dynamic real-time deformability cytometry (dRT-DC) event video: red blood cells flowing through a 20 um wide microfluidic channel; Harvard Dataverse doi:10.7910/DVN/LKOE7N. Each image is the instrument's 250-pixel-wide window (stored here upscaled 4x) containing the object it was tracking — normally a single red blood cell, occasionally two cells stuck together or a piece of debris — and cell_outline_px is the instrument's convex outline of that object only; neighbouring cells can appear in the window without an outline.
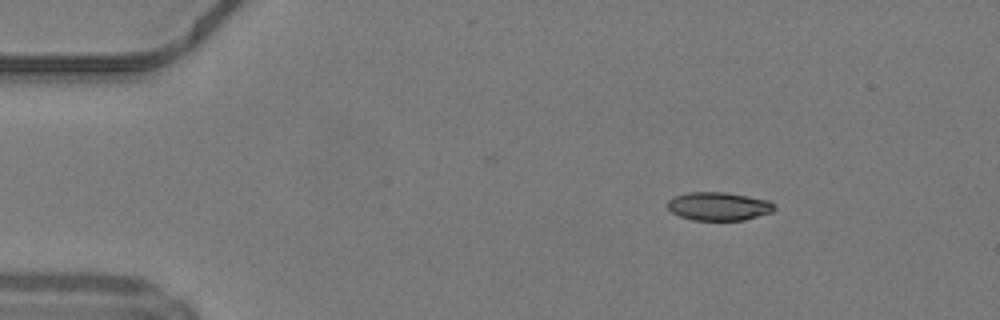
{"species": "common noctule bat (a hibernating species)", "species_latin": "Nyctalus noctula", "temperature_condition": "warm", "stored_images_in_passage": 42, "camera_frame_rate_fps": 3000, "um_per_image_px": 0.085, "animal": {"sex": "male", "body_mass_g": 19.2, "forearm_length_mm": 51.8}, "frame": {"image": 1, "passage_image": 1, "time_ms": 0.0, "image_size_px": [1000, 320], "cell_outline_px": [[776, 208], [772, 212], [744, 220], [692, 220], [680, 216], [672, 212], [668, 208], [668, 200], [676, 196], [688, 192], [724, 192], [748, 196], [768, 200]], "centroid_in_image_um": [61.08, 17.53], "position_along_channel_um": 23.9, "area_um2": 17.51}}
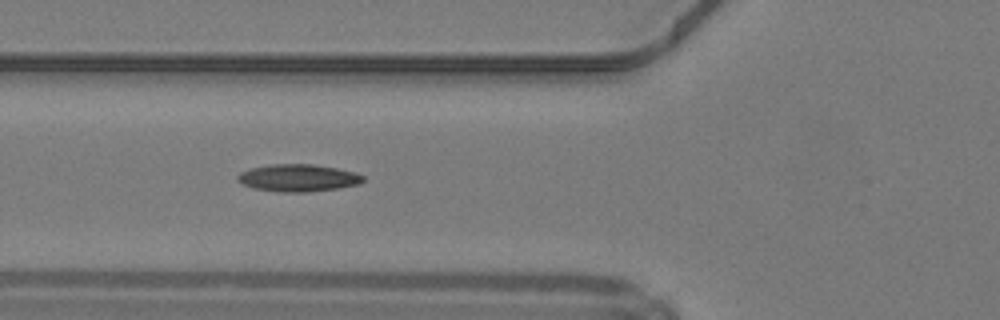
{"frame": {"image": 2, "passage_image": 12, "time_ms": 3.667, "image_size_px": [1000, 320], "cell_outline_px": [[364, 180], [360, 184], [336, 188], [308, 192], [276, 192], [252, 188], [236, 180], [236, 176], [240, 172], [252, 168], [268, 164], [312, 164], [336, 168], [356, 172], [364, 176]], "centroid_in_image_um": [25.32, 15.12], "position_along_channel_um": 100.5, "area_um2": 20.06}}
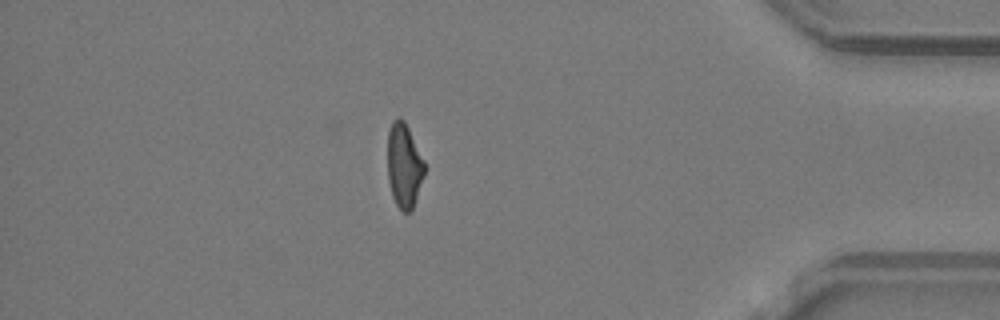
{"frame": {"image": 3, "passage_image": 36, "time_ms": 11.667, "image_size_px": [1000, 320], "cell_outline_px": [[424, 176], [412, 208], [408, 212], [404, 212], [396, 204], [392, 196], [388, 180], [388, 132], [392, 120], [396, 116], [400, 116], [404, 120], [424, 160]], "centroid_in_image_um": [34.33, 14.03], "position_along_channel_um": 400.9, "area_um2": 18.03}, "authors_computed_cell_mechanics": {"area_um2": 18.7561, "velocity_mm_per_s": 4.2559, "shape_relaxation_time_tau1_ms": 8.2622, "shape_relaxation_time_tau2_ms": 2.7592, "deformation_change_tau1": 0.2217, "deformation_change_tau2": 0.0993}}